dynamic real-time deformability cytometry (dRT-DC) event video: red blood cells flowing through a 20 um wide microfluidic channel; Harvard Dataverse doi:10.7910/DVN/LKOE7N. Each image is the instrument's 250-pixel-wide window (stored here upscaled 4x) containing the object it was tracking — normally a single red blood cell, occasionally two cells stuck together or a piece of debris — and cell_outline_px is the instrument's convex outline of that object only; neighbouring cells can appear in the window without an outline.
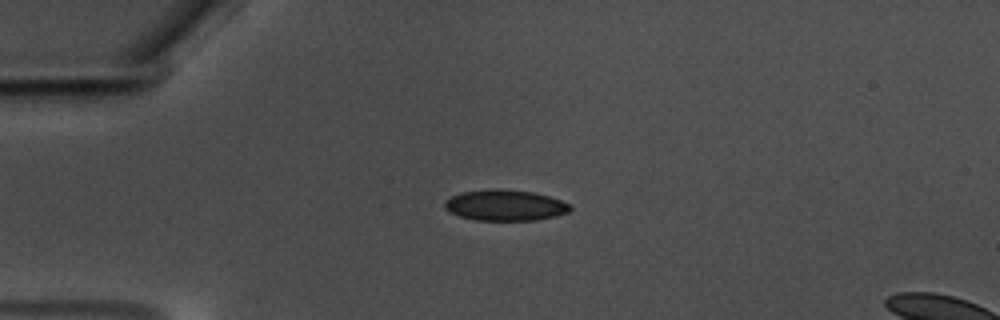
{"species": "common noctule bat (a hibernating species)", "species_latin": "Nyctalus noctula", "temperature_condition": "warm", "stored_images_in_passage": 44, "camera_frame_rate_fps": 3000, "um_per_image_px": 0.085, "animal": {"sex": "male", "body_mass_g": 17.5, "forearm_length_mm": 52.3}, "frame": {"image": 1, "passage_image": 1, "time_ms": 0.0, "image_size_px": [1000, 320], "cell_outline_px": [[572, 208], [568, 212], [556, 216], [536, 220], [476, 220], [460, 216], [444, 208], [444, 200], [460, 192], [488, 188], [496, 188], [532, 192], [548, 196], [560, 200], [568, 204]], "centroid_in_image_um": [42.9, 17.44], "position_along_channel_um": 42.1, "area_um2": 22.6}}
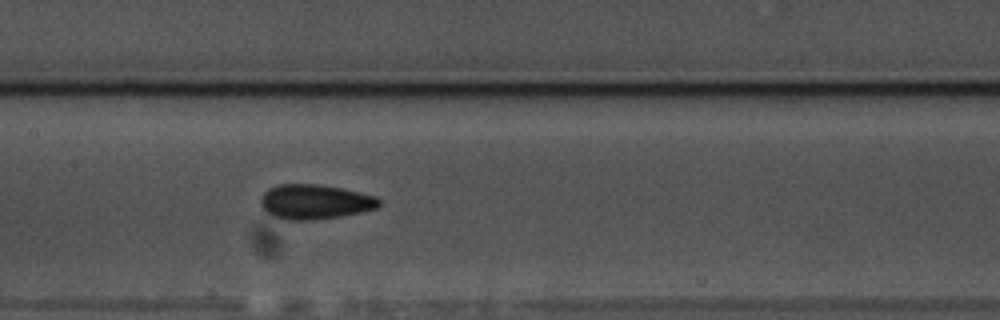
{"frame": {"image": 2, "passage_image": 15, "time_ms": 4.667, "image_size_px": [1000, 320], "cell_outline_px": [[380, 204], [376, 208], [360, 212], [340, 216], [312, 220], [284, 220], [272, 216], [264, 212], [260, 208], [260, 200], [264, 192], [268, 188], [280, 184], [320, 184], [360, 192], [376, 196], [380, 200]], "centroid_in_image_um": [26.7, 17.16], "position_along_channel_um": 180.7, "area_um2": 24.16}}
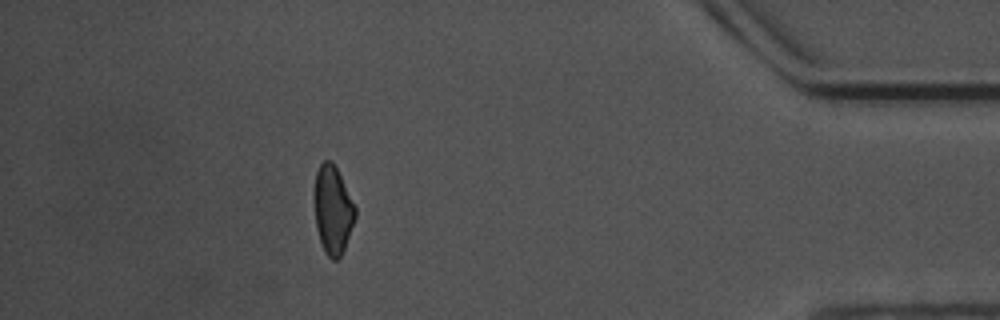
{"frame": {"image": 3, "passage_image": 38, "time_ms": 12.333, "image_size_px": [1000, 320], "cell_outline_px": [[356, 216], [344, 248], [340, 256], [336, 260], [332, 260], [328, 256], [320, 240], [316, 228], [312, 200], [316, 172], [320, 164], [324, 160], [332, 160], [356, 208]], "centroid_in_image_um": [28.25, 17.81], "position_along_channel_um": 407.0, "area_um2": 21.04}, "authors_computed_cell_mechanics": {"area_um2": 22.5998, "velocity_mm_per_s": 3.5651, "shape_relaxation_time_tau1_ms": 5.2832, "shape_relaxation_time_tau2_ms": 1.662, "deformation_change_tau1": 0.1235, "deformation_change_tau2": 0.0802}}